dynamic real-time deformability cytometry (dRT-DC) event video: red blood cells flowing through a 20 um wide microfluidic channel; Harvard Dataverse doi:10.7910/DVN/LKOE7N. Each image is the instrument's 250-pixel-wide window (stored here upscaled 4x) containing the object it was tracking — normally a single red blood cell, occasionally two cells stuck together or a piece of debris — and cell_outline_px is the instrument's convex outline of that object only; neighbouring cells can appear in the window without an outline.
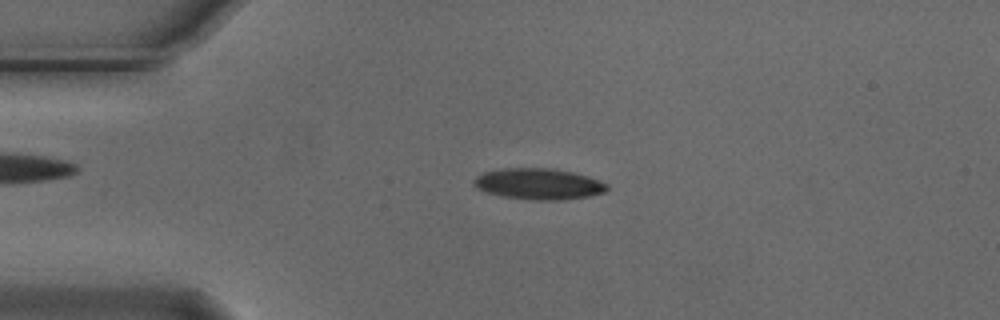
{"species": "Egyptian fruit bat (a non-hibernating species)", "species_latin": "Rousettus aegyptiacus", "temperature_condition": "cold", "stored_images_in_passage": 52, "camera_frame_rate_fps": 3000, "um_per_image_px": 0.085, "animal": {"sex": "male"}, "frame": {"image": 1, "passage_image": 12, "time_ms": 3.667, "image_size_px": [1000, 320], "cell_outline_px": [[608, 188], [604, 192], [588, 196], [564, 200], [532, 200], [504, 196], [488, 192], [476, 188], [472, 184], [476, 176], [484, 172], [504, 168], [552, 168], [572, 172], [588, 176], [600, 180], [608, 184]], "centroid_in_image_um": [45.8, 15.63], "position_along_channel_um": 39.2, "area_um2": 24.1}}
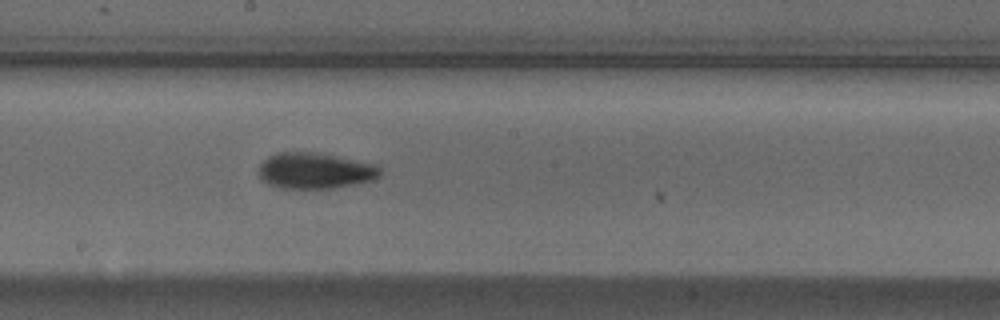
{"frame": {"image": 2, "passage_image": 29, "time_ms": 9.333, "image_size_px": [1000, 320], "cell_outline_px": [[380, 176], [372, 180], [332, 188], [280, 188], [268, 184], [260, 180], [256, 172], [260, 164], [268, 156], [276, 152], [312, 152], [372, 164], [380, 168]], "centroid_in_image_um": [26.66, 14.52], "position_along_channel_um": 221.5, "area_um2": 25.2}}
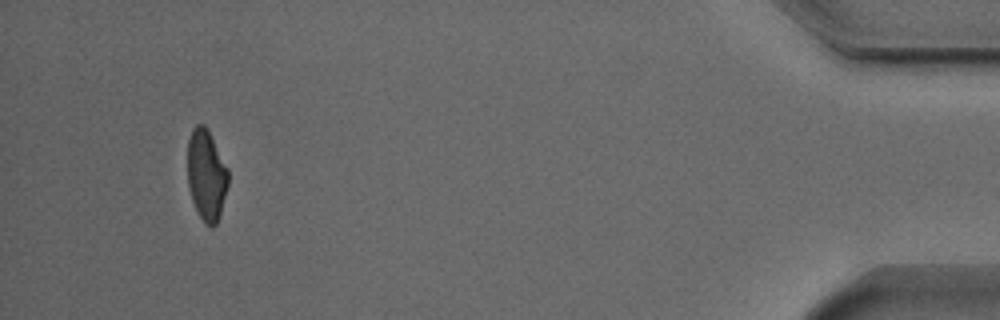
{"frame": {"image": 3, "passage_image": 51, "time_ms": 16.667, "image_size_px": [1000, 320], "cell_outline_px": [[228, 184], [220, 216], [216, 224], [212, 228], [204, 224], [192, 200], [188, 188], [188, 140], [192, 128], [196, 124], [204, 124], [228, 168]], "centroid_in_image_um": [17.54, 14.91], "position_along_channel_um": 417.7, "area_um2": 21.5}, "authors_computed_cell_mechanics": {"area_um2": 23.698, "velocity_mm_per_s": 3.7199, "shape_relaxation_time_tau1_ms": 3.9686, "shape_relaxation_time_tau2_ms": 3.7102, "deformation_change_tau1": 0.1487, "deformation_change_tau2": 0.0974}}